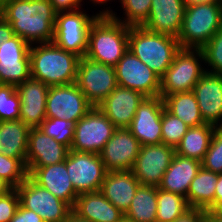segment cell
<instances>
[{
    "instance_id": "46",
    "label": "cell",
    "mask_w": 222,
    "mask_h": 222,
    "mask_svg": "<svg viewBox=\"0 0 222 222\" xmlns=\"http://www.w3.org/2000/svg\"><path fill=\"white\" fill-rule=\"evenodd\" d=\"M13 187L2 177H0V196L6 195Z\"/></svg>"
},
{
    "instance_id": "7",
    "label": "cell",
    "mask_w": 222,
    "mask_h": 222,
    "mask_svg": "<svg viewBox=\"0 0 222 222\" xmlns=\"http://www.w3.org/2000/svg\"><path fill=\"white\" fill-rule=\"evenodd\" d=\"M82 10L57 13L52 41L58 47L80 58L85 56L87 50L89 28L99 16H91Z\"/></svg>"
},
{
    "instance_id": "29",
    "label": "cell",
    "mask_w": 222,
    "mask_h": 222,
    "mask_svg": "<svg viewBox=\"0 0 222 222\" xmlns=\"http://www.w3.org/2000/svg\"><path fill=\"white\" fill-rule=\"evenodd\" d=\"M161 97L163 98L165 109L181 119L187 126L195 127L204 124L193 91L177 92Z\"/></svg>"
},
{
    "instance_id": "47",
    "label": "cell",
    "mask_w": 222,
    "mask_h": 222,
    "mask_svg": "<svg viewBox=\"0 0 222 222\" xmlns=\"http://www.w3.org/2000/svg\"><path fill=\"white\" fill-rule=\"evenodd\" d=\"M185 6H191L195 4L220 2V0H183Z\"/></svg>"
},
{
    "instance_id": "43",
    "label": "cell",
    "mask_w": 222,
    "mask_h": 222,
    "mask_svg": "<svg viewBox=\"0 0 222 222\" xmlns=\"http://www.w3.org/2000/svg\"><path fill=\"white\" fill-rule=\"evenodd\" d=\"M174 222H206V210L190 208Z\"/></svg>"
},
{
    "instance_id": "22",
    "label": "cell",
    "mask_w": 222,
    "mask_h": 222,
    "mask_svg": "<svg viewBox=\"0 0 222 222\" xmlns=\"http://www.w3.org/2000/svg\"><path fill=\"white\" fill-rule=\"evenodd\" d=\"M185 8L183 0H152L148 19L142 26L151 32L178 38Z\"/></svg>"
},
{
    "instance_id": "50",
    "label": "cell",
    "mask_w": 222,
    "mask_h": 222,
    "mask_svg": "<svg viewBox=\"0 0 222 222\" xmlns=\"http://www.w3.org/2000/svg\"><path fill=\"white\" fill-rule=\"evenodd\" d=\"M211 212L215 216L222 218V201Z\"/></svg>"
},
{
    "instance_id": "32",
    "label": "cell",
    "mask_w": 222,
    "mask_h": 222,
    "mask_svg": "<svg viewBox=\"0 0 222 222\" xmlns=\"http://www.w3.org/2000/svg\"><path fill=\"white\" fill-rule=\"evenodd\" d=\"M124 17H119L110 7L97 13L99 16H110L129 27L142 26L148 19L152 0H121ZM123 18V19H122Z\"/></svg>"
},
{
    "instance_id": "1",
    "label": "cell",
    "mask_w": 222,
    "mask_h": 222,
    "mask_svg": "<svg viewBox=\"0 0 222 222\" xmlns=\"http://www.w3.org/2000/svg\"><path fill=\"white\" fill-rule=\"evenodd\" d=\"M1 16L29 45L53 41L57 12L49 0H4Z\"/></svg>"
},
{
    "instance_id": "27",
    "label": "cell",
    "mask_w": 222,
    "mask_h": 222,
    "mask_svg": "<svg viewBox=\"0 0 222 222\" xmlns=\"http://www.w3.org/2000/svg\"><path fill=\"white\" fill-rule=\"evenodd\" d=\"M30 127L23 121H0V153L20 158L26 164Z\"/></svg>"
},
{
    "instance_id": "25",
    "label": "cell",
    "mask_w": 222,
    "mask_h": 222,
    "mask_svg": "<svg viewBox=\"0 0 222 222\" xmlns=\"http://www.w3.org/2000/svg\"><path fill=\"white\" fill-rule=\"evenodd\" d=\"M78 218L89 222H119L122 213L100 192L80 194L72 208Z\"/></svg>"
},
{
    "instance_id": "13",
    "label": "cell",
    "mask_w": 222,
    "mask_h": 222,
    "mask_svg": "<svg viewBox=\"0 0 222 222\" xmlns=\"http://www.w3.org/2000/svg\"><path fill=\"white\" fill-rule=\"evenodd\" d=\"M114 68L119 86L140 92L145 97L160 96V77L129 49Z\"/></svg>"
},
{
    "instance_id": "41",
    "label": "cell",
    "mask_w": 222,
    "mask_h": 222,
    "mask_svg": "<svg viewBox=\"0 0 222 222\" xmlns=\"http://www.w3.org/2000/svg\"><path fill=\"white\" fill-rule=\"evenodd\" d=\"M10 222H44L42 218L32 210L22 207L20 204Z\"/></svg>"
},
{
    "instance_id": "51",
    "label": "cell",
    "mask_w": 222,
    "mask_h": 222,
    "mask_svg": "<svg viewBox=\"0 0 222 222\" xmlns=\"http://www.w3.org/2000/svg\"><path fill=\"white\" fill-rule=\"evenodd\" d=\"M89 1H91L94 5H106L109 1H111L112 2V0H89ZM115 1V0H114ZM119 2H121V0H119Z\"/></svg>"
},
{
    "instance_id": "16",
    "label": "cell",
    "mask_w": 222,
    "mask_h": 222,
    "mask_svg": "<svg viewBox=\"0 0 222 222\" xmlns=\"http://www.w3.org/2000/svg\"><path fill=\"white\" fill-rule=\"evenodd\" d=\"M164 108L161 96L146 97L138 106L128 129L141 146L162 143L161 116Z\"/></svg>"
},
{
    "instance_id": "10",
    "label": "cell",
    "mask_w": 222,
    "mask_h": 222,
    "mask_svg": "<svg viewBox=\"0 0 222 222\" xmlns=\"http://www.w3.org/2000/svg\"><path fill=\"white\" fill-rule=\"evenodd\" d=\"M19 204L37 213L44 222H65L72 208L47 189L40 187L29 176L16 187Z\"/></svg>"
},
{
    "instance_id": "4",
    "label": "cell",
    "mask_w": 222,
    "mask_h": 222,
    "mask_svg": "<svg viewBox=\"0 0 222 222\" xmlns=\"http://www.w3.org/2000/svg\"><path fill=\"white\" fill-rule=\"evenodd\" d=\"M180 48L176 37L151 32L143 26L129 27L128 49L160 78Z\"/></svg>"
},
{
    "instance_id": "31",
    "label": "cell",
    "mask_w": 222,
    "mask_h": 222,
    "mask_svg": "<svg viewBox=\"0 0 222 222\" xmlns=\"http://www.w3.org/2000/svg\"><path fill=\"white\" fill-rule=\"evenodd\" d=\"M157 187L140 185L124 214L133 222H156Z\"/></svg>"
},
{
    "instance_id": "19",
    "label": "cell",
    "mask_w": 222,
    "mask_h": 222,
    "mask_svg": "<svg viewBox=\"0 0 222 222\" xmlns=\"http://www.w3.org/2000/svg\"><path fill=\"white\" fill-rule=\"evenodd\" d=\"M193 92L204 123L222 127V75L206 71Z\"/></svg>"
},
{
    "instance_id": "36",
    "label": "cell",
    "mask_w": 222,
    "mask_h": 222,
    "mask_svg": "<svg viewBox=\"0 0 222 222\" xmlns=\"http://www.w3.org/2000/svg\"><path fill=\"white\" fill-rule=\"evenodd\" d=\"M20 106L16 86L0 84V121L19 120Z\"/></svg>"
},
{
    "instance_id": "44",
    "label": "cell",
    "mask_w": 222,
    "mask_h": 222,
    "mask_svg": "<svg viewBox=\"0 0 222 222\" xmlns=\"http://www.w3.org/2000/svg\"><path fill=\"white\" fill-rule=\"evenodd\" d=\"M14 35L11 25L2 16H0V43L9 40Z\"/></svg>"
},
{
    "instance_id": "23",
    "label": "cell",
    "mask_w": 222,
    "mask_h": 222,
    "mask_svg": "<svg viewBox=\"0 0 222 222\" xmlns=\"http://www.w3.org/2000/svg\"><path fill=\"white\" fill-rule=\"evenodd\" d=\"M70 148L58 143L39 127L30 128L28 135L26 167H43L62 163Z\"/></svg>"
},
{
    "instance_id": "48",
    "label": "cell",
    "mask_w": 222,
    "mask_h": 222,
    "mask_svg": "<svg viewBox=\"0 0 222 222\" xmlns=\"http://www.w3.org/2000/svg\"><path fill=\"white\" fill-rule=\"evenodd\" d=\"M206 222H222V218L215 216L211 211H206Z\"/></svg>"
},
{
    "instance_id": "20",
    "label": "cell",
    "mask_w": 222,
    "mask_h": 222,
    "mask_svg": "<svg viewBox=\"0 0 222 222\" xmlns=\"http://www.w3.org/2000/svg\"><path fill=\"white\" fill-rule=\"evenodd\" d=\"M145 98L140 92L118 85L97 107L116 128H128Z\"/></svg>"
},
{
    "instance_id": "15",
    "label": "cell",
    "mask_w": 222,
    "mask_h": 222,
    "mask_svg": "<svg viewBox=\"0 0 222 222\" xmlns=\"http://www.w3.org/2000/svg\"><path fill=\"white\" fill-rule=\"evenodd\" d=\"M29 48L17 35L0 43V84L18 86L31 78Z\"/></svg>"
},
{
    "instance_id": "40",
    "label": "cell",
    "mask_w": 222,
    "mask_h": 222,
    "mask_svg": "<svg viewBox=\"0 0 222 222\" xmlns=\"http://www.w3.org/2000/svg\"><path fill=\"white\" fill-rule=\"evenodd\" d=\"M19 195L13 188L6 195L0 196V222H10L18 208Z\"/></svg>"
},
{
    "instance_id": "35",
    "label": "cell",
    "mask_w": 222,
    "mask_h": 222,
    "mask_svg": "<svg viewBox=\"0 0 222 222\" xmlns=\"http://www.w3.org/2000/svg\"><path fill=\"white\" fill-rule=\"evenodd\" d=\"M39 128L58 143L71 148L74 138V125L66 119L46 118Z\"/></svg>"
},
{
    "instance_id": "33",
    "label": "cell",
    "mask_w": 222,
    "mask_h": 222,
    "mask_svg": "<svg viewBox=\"0 0 222 222\" xmlns=\"http://www.w3.org/2000/svg\"><path fill=\"white\" fill-rule=\"evenodd\" d=\"M189 209L187 200L182 195L157 188L156 222H174Z\"/></svg>"
},
{
    "instance_id": "53",
    "label": "cell",
    "mask_w": 222,
    "mask_h": 222,
    "mask_svg": "<svg viewBox=\"0 0 222 222\" xmlns=\"http://www.w3.org/2000/svg\"><path fill=\"white\" fill-rule=\"evenodd\" d=\"M3 4H4V0H0V16H1V13H2Z\"/></svg>"
},
{
    "instance_id": "38",
    "label": "cell",
    "mask_w": 222,
    "mask_h": 222,
    "mask_svg": "<svg viewBox=\"0 0 222 222\" xmlns=\"http://www.w3.org/2000/svg\"><path fill=\"white\" fill-rule=\"evenodd\" d=\"M204 64L210 66L206 71L222 75V28L201 48Z\"/></svg>"
},
{
    "instance_id": "21",
    "label": "cell",
    "mask_w": 222,
    "mask_h": 222,
    "mask_svg": "<svg viewBox=\"0 0 222 222\" xmlns=\"http://www.w3.org/2000/svg\"><path fill=\"white\" fill-rule=\"evenodd\" d=\"M49 86L29 78L16 86L20 97V120L30 128H37L46 119V99Z\"/></svg>"
},
{
    "instance_id": "17",
    "label": "cell",
    "mask_w": 222,
    "mask_h": 222,
    "mask_svg": "<svg viewBox=\"0 0 222 222\" xmlns=\"http://www.w3.org/2000/svg\"><path fill=\"white\" fill-rule=\"evenodd\" d=\"M141 144L128 128H117L100 152L105 170H132Z\"/></svg>"
},
{
    "instance_id": "11",
    "label": "cell",
    "mask_w": 222,
    "mask_h": 222,
    "mask_svg": "<svg viewBox=\"0 0 222 222\" xmlns=\"http://www.w3.org/2000/svg\"><path fill=\"white\" fill-rule=\"evenodd\" d=\"M92 107L76 83L49 86L46 118L66 119L74 125Z\"/></svg>"
},
{
    "instance_id": "8",
    "label": "cell",
    "mask_w": 222,
    "mask_h": 222,
    "mask_svg": "<svg viewBox=\"0 0 222 222\" xmlns=\"http://www.w3.org/2000/svg\"><path fill=\"white\" fill-rule=\"evenodd\" d=\"M76 84L88 102L97 107L118 86L115 68L81 57L77 67Z\"/></svg>"
},
{
    "instance_id": "12",
    "label": "cell",
    "mask_w": 222,
    "mask_h": 222,
    "mask_svg": "<svg viewBox=\"0 0 222 222\" xmlns=\"http://www.w3.org/2000/svg\"><path fill=\"white\" fill-rule=\"evenodd\" d=\"M66 168L75 192H97L106 174L100 154L70 150L66 158Z\"/></svg>"
},
{
    "instance_id": "28",
    "label": "cell",
    "mask_w": 222,
    "mask_h": 222,
    "mask_svg": "<svg viewBox=\"0 0 222 222\" xmlns=\"http://www.w3.org/2000/svg\"><path fill=\"white\" fill-rule=\"evenodd\" d=\"M217 180V173L206 170L201 166L187 192L189 207L212 211L215 208V186Z\"/></svg>"
},
{
    "instance_id": "24",
    "label": "cell",
    "mask_w": 222,
    "mask_h": 222,
    "mask_svg": "<svg viewBox=\"0 0 222 222\" xmlns=\"http://www.w3.org/2000/svg\"><path fill=\"white\" fill-rule=\"evenodd\" d=\"M140 185L132 170L108 171L99 191L125 214Z\"/></svg>"
},
{
    "instance_id": "34",
    "label": "cell",
    "mask_w": 222,
    "mask_h": 222,
    "mask_svg": "<svg viewBox=\"0 0 222 222\" xmlns=\"http://www.w3.org/2000/svg\"><path fill=\"white\" fill-rule=\"evenodd\" d=\"M190 127L165 108L161 116L162 143L176 148Z\"/></svg>"
},
{
    "instance_id": "52",
    "label": "cell",
    "mask_w": 222,
    "mask_h": 222,
    "mask_svg": "<svg viewBox=\"0 0 222 222\" xmlns=\"http://www.w3.org/2000/svg\"><path fill=\"white\" fill-rule=\"evenodd\" d=\"M119 222H133L131 221L129 218H127L126 216H124Z\"/></svg>"
},
{
    "instance_id": "49",
    "label": "cell",
    "mask_w": 222,
    "mask_h": 222,
    "mask_svg": "<svg viewBox=\"0 0 222 222\" xmlns=\"http://www.w3.org/2000/svg\"><path fill=\"white\" fill-rule=\"evenodd\" d=\"M65 222H89L78 218L74 213H71Z\"/></svg>"
},
{
    "instance_id": "30",
    "label": "cell",
    "mask_w": 222,
    "mask_h": 222,
    "mask_svg": "<svg viewBox=\"0 0 222 222\" xmlns=\"http://www.w3.org/2000/svg\"><path fill=\"white\" fill-rule=\"evenodd\" d=\"M215 126L204 123L190 127L176 147V154L202 162L210 146Z\"/></svg>"
},
{
    "instance_id": "6",
    "label": "cell",
    "mask_w": 222,
    "mask_h": 222,
    "mask_svg": "<svg viewBox=\"0 0 222 222\" xmlns=\"http://www.w3.org/2000/svg\"><path fill=\"white\" fill-rule=\"evenodd\" d=\"M202 62L204 55L201 48H180L171 66L160 78V96L193 91L194 85L206 72Z\"/></svg>"
},
{
    "instance_id": "37",
    "label": "cell",
    "mask_w": 222,
    "mask_h": 222,
    "mask_svg": "<svg viewBox=\"0 0 222 222\" xmlns=\"http://www.w3.org/2000/svg\"><path fill=\"white\" fill-rule=\"evenodd\" d=\"M0 177L16 188L28 177L26 164L20 158H11L0 153Z\"/></svg>"
},
{
    "instance_id": "45",
    "label": "cell",
    "mask_w": 222,
    "mask_h": 222,
    "mask_svg": "<svg viewBox=\"0 0 222 222\" xmlns=\"http://www.w3.org/2000/svg\"><path fill=\"white\" fill-rule=\"evenodd\" d=\"M221 201H222V174H218V180L215 186V207Z\"/></svg>"
},
{
    "instance_id": "14",
    "label": "cell",
    "mask_w": 222,
    "mask_h": 222,
    "mask_svg": "<svg viewBox=\"0 0 222 222\" xmlns=\"http://www.w3.org/2000/svg\"><path fill=\"white\" fill-rule=\"evenodd\" d=\"M175 154L176 148L164 143L143 145L132 167V173L141 185L158 188Z\"/></svg>"
},
{
    "instance_id": "39",
    "label": "cell",
    "mask_w": 222,
    "mask_h": 222,
    "mask_svg": "<svg viewBox=\"0 0 222 222\" xmlns=\"http://www.w3.org/2000/svg\"><path fill=\"white\" fill-rule=\"evenodd\" d=\"M201 165L206 170L222 174V127H215L210 146Z\"/></svg>"
},
{
    "instance_id": "9",
    "label": "cell",
    "mask_w": 222,
    "mask_h": 222,
    "mask_svg": "<svg viewBox=\"0 0 222 222\" xmlns=\"http://www.w3.org/2000/svg\"><path fill=\"white\" fill-rule=\"evenodd\" d=\"M116 129L98 107H92L74 124V138L70 150L100 154Z\"/></svg>"
},
{
    "instance_id": "26",
    "label": "cell",
    "mask_w": 222,
    "mask_h": 222,
    "mask_svg": "<svg viewBox=\"0 0 222 222\" xmlns=\"http://www.w3.org/2000/svg\"><path fill=\"white\" fill-rule=\"evenodd\" d=\"M201 166V162L198 160L175 154L158 188L167 192L180 194L187 200V192L190 184Z\"/></svg>"
},
{
    "instance_id": "42",
    "label": "cell",
    "mask_w": 222,
    "mask_h": 222,
    "mask_svg": "<svg viewBox=\"0 0 222 222\" xmlns=\"http://www.w3.org/2000/svg\"><path fill=\"white\" fill-rule=\"evenodd\" d=\"M83 0H49L57 13L81 9Z\"/></svg>"
},
{
    "instance_id": "18",
    "label": "cell",
    "mask_w": 222,
    "mask_h": 222,
    "mask_svg": "<svg viewBox=\"0 0 222 222\" xmlns=\"http://www.w3.org/2000/svg\"><path fill=\"white\" fill-rule=\"evenodd\" d=\"M28 176L40 187L47 189L60 200L73 208L79 196L74 189L66 168V159L43 167H26Z\"/></svg>"
},
{
    "instance_id": "2",
    "label": "cell",
    "mask_w": 222,
    "mask_h": 222,
    "mask_svg": "<svg viewBox=\"0 0 222 222\" xmlns=\"http://www.w3.org/2000/svg\"><path fill=\"white\" fill-rule=\"evenodd\" d=\"M31 78L48 86L76 83L80 57L55 43L30 45Z\"/></svg>"
},
{
    "instance_id": "5",
    "label": "cell",
    "mask_w": 222,
    "mask_h": 222,
    "mask_svg": "<svg viewBox=\"0 0 222 222\" xmlns=\"http://www.w3.org/2000/svg\"><path fill=\"white\" fill-rule=\"evenodd\" d=\"M222 28L220 2L186 6L178 42L181 48H202Z\"/></svg>"
},
{
    "instance_id": "3",
    "label": "cell",
    "mask_w": 222,
    "mask_h": 222,
    "mask_svg": "<svg viewBox=\"0 0 222 222\" xmlns=\"http://www.w3.org/2000/svg\"><path fill=\"white\" fill-rule=\"evenodd\" d=\"M129 26L110 16H98L91 24L85 57L115 67L128 50Z\"/></svg>"
}]
</instances>
